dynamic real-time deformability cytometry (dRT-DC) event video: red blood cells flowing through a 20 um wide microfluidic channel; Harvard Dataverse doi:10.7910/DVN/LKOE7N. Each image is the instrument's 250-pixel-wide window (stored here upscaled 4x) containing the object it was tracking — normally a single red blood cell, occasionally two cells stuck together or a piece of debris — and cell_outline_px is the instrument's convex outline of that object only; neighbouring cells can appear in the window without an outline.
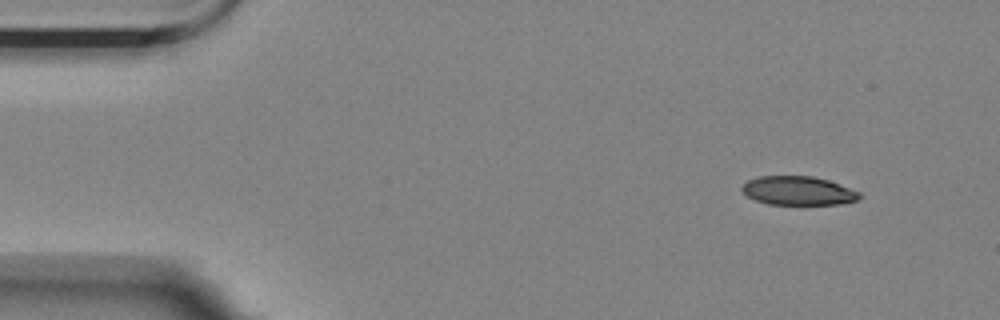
{"species": "Egyptian fruit bat (a non-hibernating species)", "species_latin": "Rousettus aegyptiacus", "temperature_condition": "room temperature", "stored_images_in_passage": 4, "camera_frame_rate_fps": 3000, "um_per_image_px": 0.085, "animal": {"sex": "female"}, "frame": {"image": 1, "passage_image": 1, "time_ms": 0.0, "image_size_px": [1000, 320], "cell_outline_px": [[864, 196], [856, 200], [840, 204], [768, 204], [756, 200], [748, 196], [740, 188], [748, 180], [760, 176], [812, 176], [828, 180], [860, 192]], "centroid_in_image_um": [67.86, 16.21], "position_along_channel_um": 17.1, "area_um2": 19.59}}
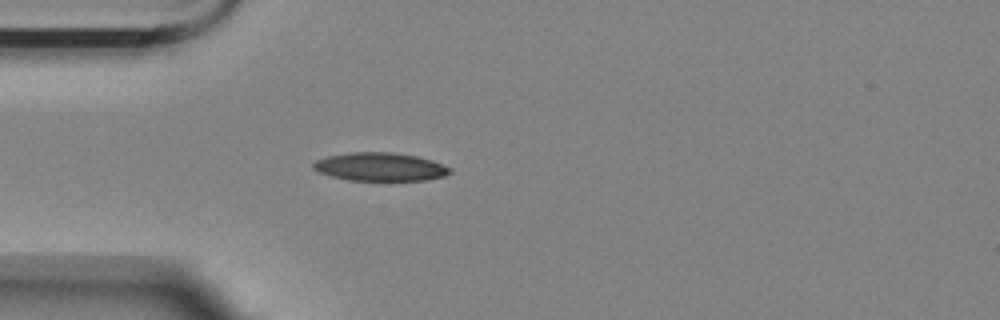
{"frame": {"image": 2, "passage_image": 4, "time_ms": 1.0, "image_size_px": [1000, 320], "cell_outline_px": [[452, 172], [444, 176], [428, 180], [348, 180], [332, 176], [320, 172], [312, 168], [312, 164], [316, 160], [328, 156], [352, 152], [392, 152], [416, 156], [432, 160], [452, 168]], "centroid_in_image_um": [32.34, 14.18], "position_along_channel_um": 52.7, "area_um2": 22.48}}